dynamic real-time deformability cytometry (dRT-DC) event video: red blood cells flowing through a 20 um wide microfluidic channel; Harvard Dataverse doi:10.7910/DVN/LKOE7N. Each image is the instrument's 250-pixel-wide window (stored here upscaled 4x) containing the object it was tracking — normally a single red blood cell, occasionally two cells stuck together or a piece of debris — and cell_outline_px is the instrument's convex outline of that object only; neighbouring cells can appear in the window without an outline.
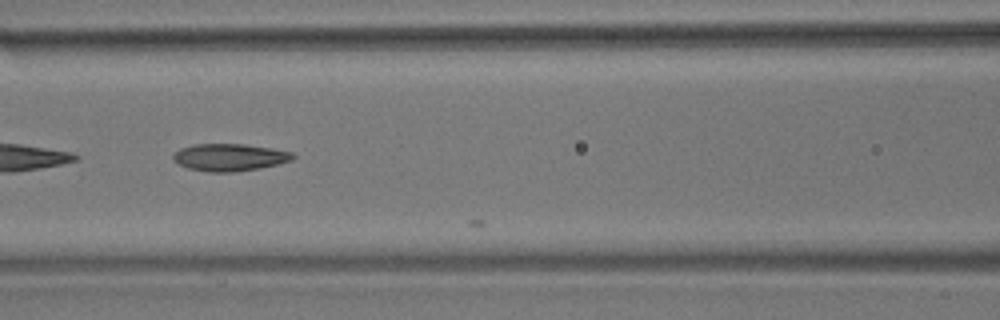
{"species": "common noctule bat (a hibernating species)", "species_latin": "Nyctalus noctula", "temperature_condition": "room temperature", "stored_images_in_passage": 24, "camera_frame_rate_fps": 3000, "um_per_image_px": 0.085, "animal": {"sex": "male", "body_mass_g": 17.9}, "frame": {"image": 1, "passage_image": 23, "time_ms": 7.333, "image_size_px": [1000, 320], "cell_outline_px": [[296, 156], [292, 160], [260, 168], [236, 172], [212, 172], [188, 168], [172, 160], [172, 156], [180, 148], [192, 144], [244, 144], [272, 148], [292, 152]], "centroid_in_image_um": [19.51, 13.36], "position_along_channel_um": 147.1, "area_um2": 19.02}}